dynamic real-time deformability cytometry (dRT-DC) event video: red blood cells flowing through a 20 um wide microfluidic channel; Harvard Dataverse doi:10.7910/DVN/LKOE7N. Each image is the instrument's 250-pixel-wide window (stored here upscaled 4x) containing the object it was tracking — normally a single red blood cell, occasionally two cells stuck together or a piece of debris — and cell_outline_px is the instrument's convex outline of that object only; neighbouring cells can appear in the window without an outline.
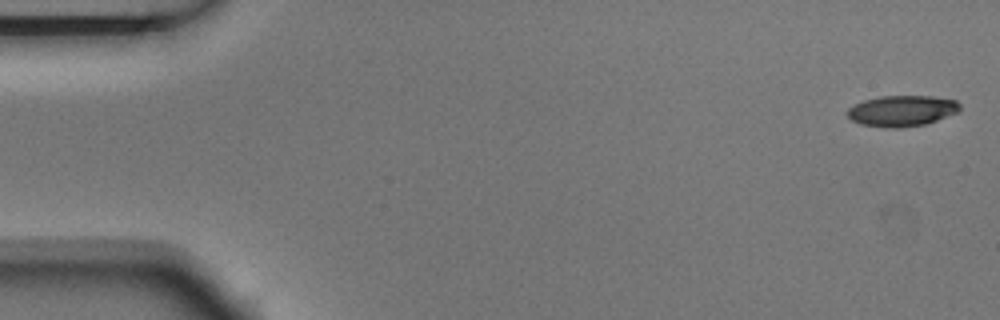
{"species": "Egyptian fruit bat (a non-hibernating species)", "species_latin": "Rousettus aegyptiacus", "temperature_condition": "room temperature", "stored_images_in_passage": 5, "camera_frame_rate_fps": 3000, "um_per_image_px": 0.085, "animal": {"sex": "male"}, "frame": {"image": 1, "passage_image": 1, "time_ms": 0.0, "image_size_px": [1000, 320], "cell_outline_px": [[960, 112], [924, 124], [900, 128], [884, 128], [860, 124], [852, 120], [848, 116], [848, 108], [864, 100], [880, 96], [932, 96], [956, 100], [960, 104]], "centroid_in_image_um": [76.68, 9.42], "position_along_channel_um": 8.3, "area_um2": 20.29}}
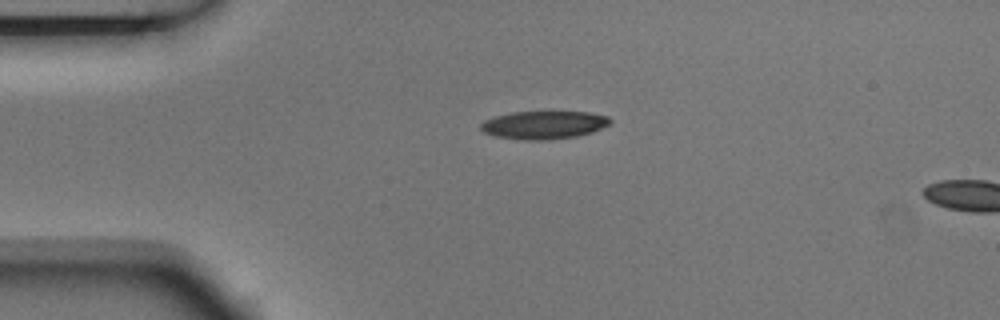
{"frame": {"image": 2, "passage_image": 4, "time_ms": 1.0, "image_size_px": [1000, 320], "cell_outline_px": [[612, 120], [608, 124], [592, 132], [576, 136], [544, 140], [524, 140], [496, 136], [484, 132], [480, 128], [480, 124], [484, 120], [496, 116], [512, 112], [588, 112], [608, 116]], "centroid_in_image_um": [46.21, 10.61], "position_along_channel_um": 38.8, "area_um2": 20.92}}